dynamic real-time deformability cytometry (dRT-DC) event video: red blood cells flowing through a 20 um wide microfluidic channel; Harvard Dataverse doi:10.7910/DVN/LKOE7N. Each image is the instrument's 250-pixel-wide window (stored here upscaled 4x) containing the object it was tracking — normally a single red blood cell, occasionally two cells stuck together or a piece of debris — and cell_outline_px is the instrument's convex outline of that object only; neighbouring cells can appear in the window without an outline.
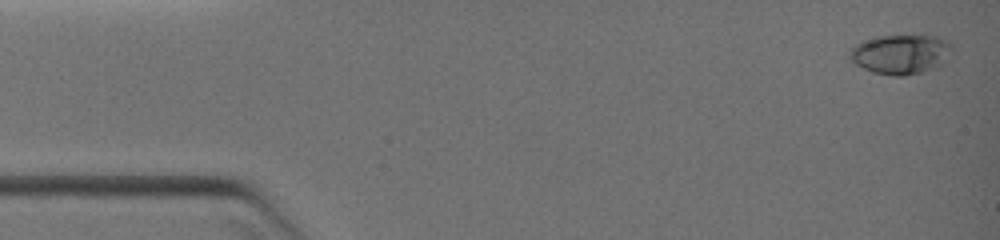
{"species": "common noctule bat (a hibernating species)", "species_latin": "Nyctalus noctula", "temperature_condition": "warm", "stored_images_in_passage": 11, "camera_frame_rate_fps": 3000, "um_per_image_px": 0.085, "animal": {"sex": "female", "body_mass_g": 19.0, "forearm_length_mm": 51.5}, "frame": {"image": 1, "passage_image": 1, "time_ms": 0.0, "image_size_px": [1000, 240], "cell_outline_px": [[952, 48], [944, 64], [920, 72], [904, 76], [892, 76], [872, 72], [856, 64], [848, 56], [848, 52], [856, 44], [864, 40], [876, 36], [920, 32], [936, 36], [948, 40], [952, 44]], "centroid_in_image_um": [76.59, 4.55], "position_along_channel_um": 8.4, "area_um2": 24.45}}
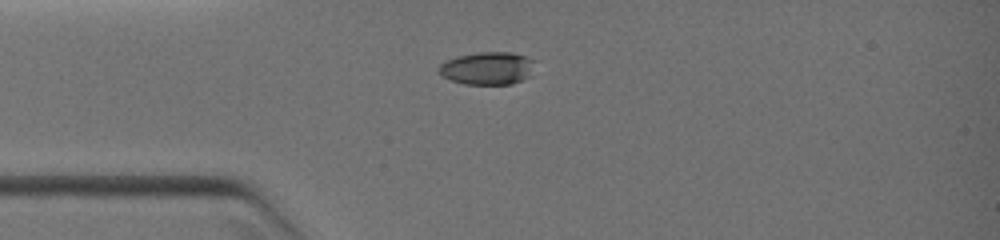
{"frame": {"image": 2, "passage_image": 8, "time_ms": 3.0, "image_size_px": [1000, 240], "cell_outline_px": [[536, 60], [532, 76], [512, 84], [464, 84], [452, 80], [436, 72], [436, 68], [440, 64], [448, 60], [460, 56], [480, 52], [512, 52]], "centroid_in_image_um": [41.48, 5.81], "position_along_channel_um": 43.5, "area_um2": 18.5}}
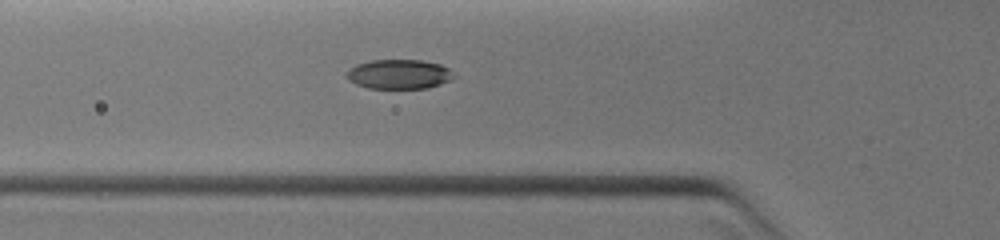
{"frame": {"image": 3, "passage_image": 11, "time_ms": 4.333, "image_size_px": [1000, 240], "cell_outline_px": [[456, 76], [440, 84], [428, 88], [368, 88], [356, 84], [348, 80], [344, 76], [348, 68], [356, 64], [372, 60], [420, 60], [440, 64], [448, 68]], "centroid_in_image_um": [33.87, 6.3], "position_along_channel_um": 91.9, "area_um2": 18.5}}